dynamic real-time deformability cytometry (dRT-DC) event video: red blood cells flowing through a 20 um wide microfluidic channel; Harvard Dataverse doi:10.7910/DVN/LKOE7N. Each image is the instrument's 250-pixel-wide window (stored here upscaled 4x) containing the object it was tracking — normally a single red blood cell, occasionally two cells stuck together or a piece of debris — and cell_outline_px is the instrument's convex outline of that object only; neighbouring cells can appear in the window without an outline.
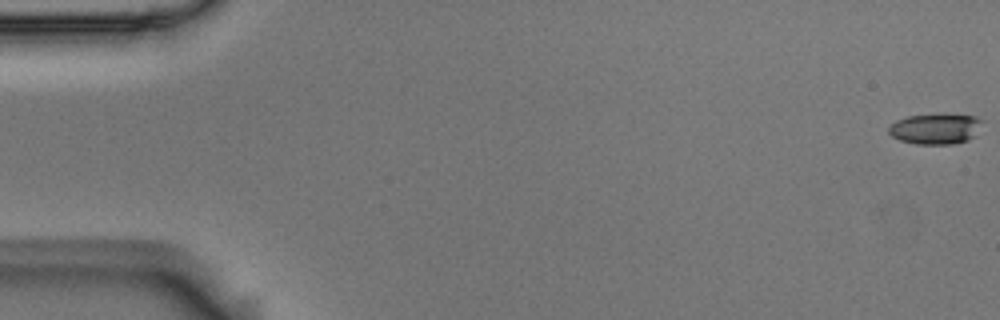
{"species": "Egyptian fruit bat (a non-hibernating species)", "species_latin": "Rousettus aegyptiacus", "temperature_condition": "room temperature", "stored_images_in_passage": 56, "camera_frame_rate_fps": 3000, "um_per_image_px": 0.085, "animal": {"sex": "male"}, "frame": {"image": 1, "passage_image": 1, "time_ms": 0.0, "image_size_px": [1000, 320], "cell_outline_px": [[984, 120], [976, 136], [968, 140], [952, 144], [916, 144], [900, 140], [892, 136], [888, 132], [888, 128], [896, 120], [908, 116], [976, 116]], "centroid_in_image_um": [79.54, 10.98], "position_along_channel_um": 5.5, "area_um2": 16.3}}
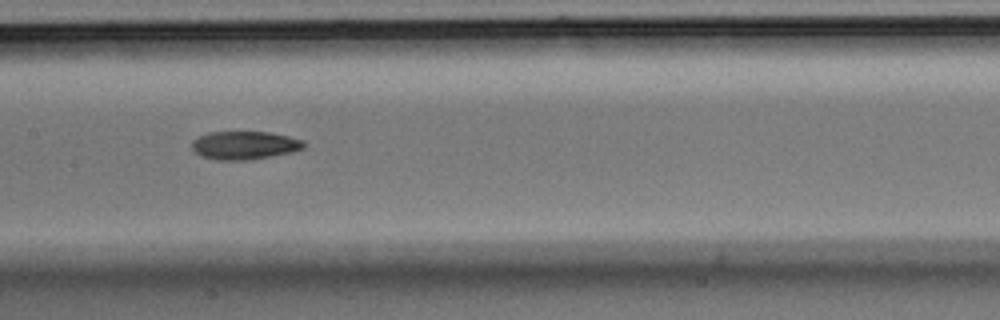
{"frame": {"image": 2, "passage_image": 28, "time_ms": 9.0, "image_size_px": [1000, 320], "cell_outline_px": [[304, 148], [292, 152], [252, 160], [216, 160], [200, 156], [192, 148], [192, 140], [208, 132], [268, 132], [288, 136], [304, 140]], "centroid_in_image_um": [20.78, 12.36], "position_along_channel_um": 186.6, "area_um2": 18.5}}
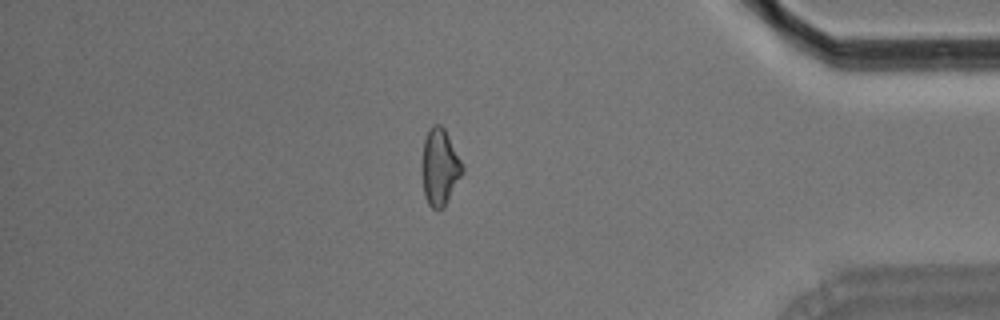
{"frame": {"image": 3, "passage_image": 48, "time_ms": 15.667, "image_size_px": [1000, 320], "cell_outline_px": [[464, 172], [444, 208], [440, 212], [436, 212], [428, 204], [424, 196], [420, 168], [424, 140], [428, 128], [432, 124], [440, 124], [444, 128], [464, 168]], "centroid_in_image_um": [37.34, 14.26], "position_along_channel_um": 397.9, "area_um2": 18.55}, "authors_computed_cell_mechanics": {"area_um2": 18.207, "velocity_mm_per_s": 3.6652, "shape_relaxation_time_tau1_ms": 7.3743, "shape_relaxation_time_tau2_ms": 7.39, "deformation_change_tau1": 0.1677, "deformation_change_tau2": 0.1544}}